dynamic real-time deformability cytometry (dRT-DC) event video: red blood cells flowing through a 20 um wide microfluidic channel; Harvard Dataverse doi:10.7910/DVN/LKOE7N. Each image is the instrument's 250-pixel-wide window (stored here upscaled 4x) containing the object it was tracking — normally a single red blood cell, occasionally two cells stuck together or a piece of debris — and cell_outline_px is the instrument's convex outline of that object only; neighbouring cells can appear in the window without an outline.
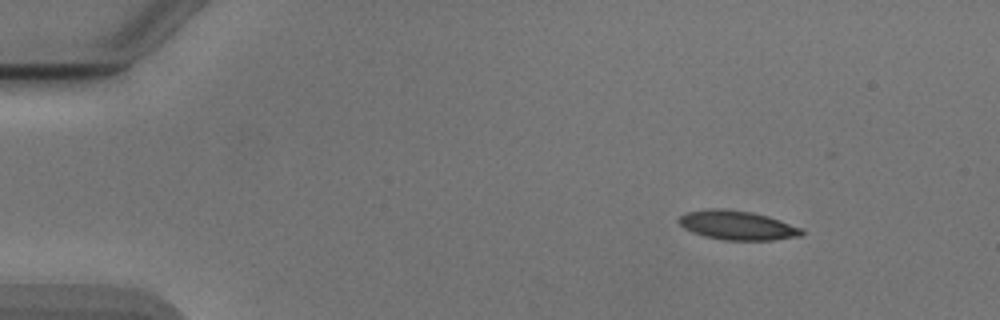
{"species": "Egyptian fruit bat (a non-hibernating species)", "species_latin": "Rousettus aegyptiacus", "temperature_condition": "cold", "stored_images_in_passage": 47, "camera_frame_rate_fps": 3000, "um_per_image_px": 0.085, "animal": {"sex": "male"}, "frame": {"image": 1, "passage_image": 1, "time_ms": 0.0, "image_size_px": [1000, 320], "cell_outline_px": [[804, 232], [800, 236], [772, 240], [724, 240], [704, 236], [692, 232], [684, 228], [676, 220], [680, 216], [688, 212], [712, 208], [720, 208], [752, 212], [768, 216], [804, 228]], "centroid_in_image_um": [62.68, 19.15], "position_along_channel_um": 22.3, "area_um2": 20.92}}
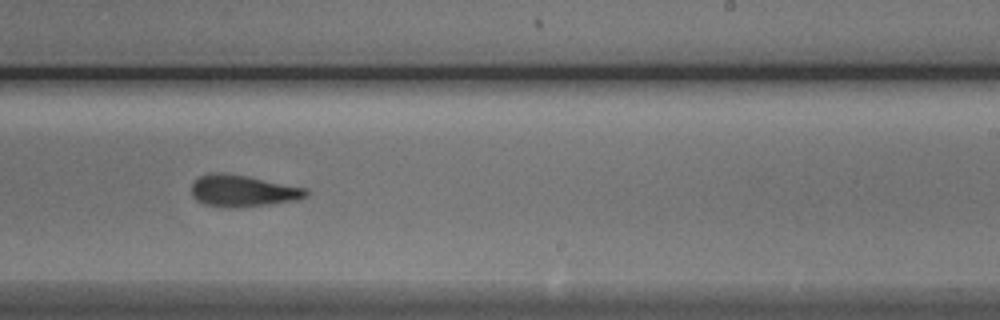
{"frame": {"image": 2, "passage_image": 27, "time_ms": 8.667, "image_size_px": [1000, 320], "cell_outline_px": [[308, 196], [300, 200], [236, 208], [228, 208], [204, 204], [196, 200], [192, 196], [192, 184], [200, 176], [212, 172], [220, 172], [244, 176], [308, 188]], "centroid_in_image_um": [20.65, 16.24], "position_along_channel_um": 268.3, "area_um2": 21.15}}
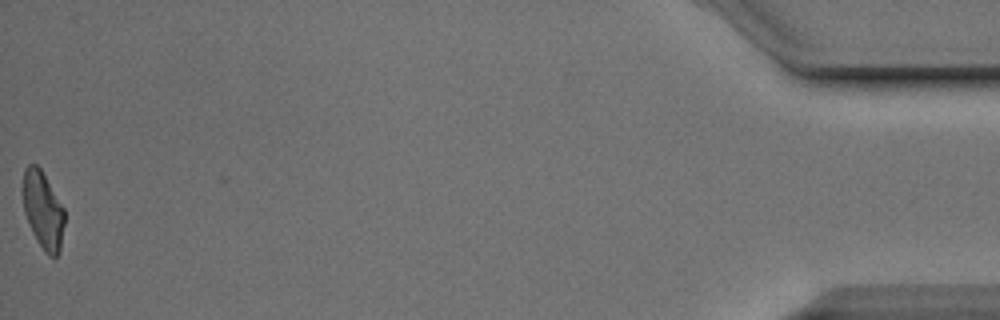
{"frame": {"image": 3, "passage_image": 47, "time_ms": 15.333, "image_size_px": [1000, 320], "cell_outline_px": [[64, 224], [60, 252], [56, 256], [48, 256], [44, 252], [32, 232], [24, 212], [20, 192], [20, 188], [24, 168], [28, 164], [36, 164], [40, 168], [64, 208]], "centroid_in_image_um": [3.61, 17.83], "position_along_channel_um": 431.6, "area_um2": 19.19}, "authors_computed_cell_mechanics": {"area_um2": 20.808, "velocity_mm_per_s": 3.8824, "shape_relaxation_time_tau1_ms": 3.3141, "shape_relaxation_time_tau2_ms": 3.5854, "deformation_change_tau1": 0.1416, "deformation_change_tau2": 0.1294}}